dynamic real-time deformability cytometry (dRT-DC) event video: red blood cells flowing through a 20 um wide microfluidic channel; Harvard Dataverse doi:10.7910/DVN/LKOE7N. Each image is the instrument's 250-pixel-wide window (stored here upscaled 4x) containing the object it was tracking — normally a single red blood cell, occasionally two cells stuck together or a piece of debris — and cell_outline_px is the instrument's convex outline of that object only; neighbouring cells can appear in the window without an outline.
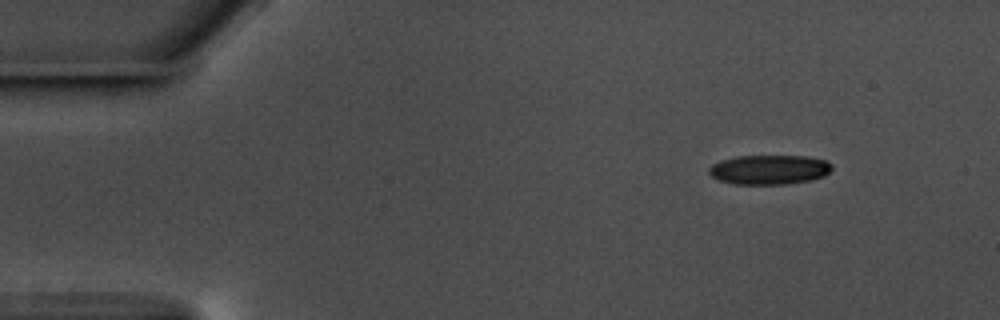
{"species": "common noctule bat (a hibernating species)", "species_latin": "Nyctalus noctula", "temperature_condition": "warm", "stored_images_in_passage": 51, "camera_frame_rate_fps": 3000, "um_per_image_px": 0.085, "animal": {"sex": "male", "body_mass_g": 17.5, "forearm_length_mm": 52.3}, "frame": {"image": 1, "passage_image": 1, "time_ms": 0.0, "image_size_px": [1000, 320], "cell_outline_px": [[832, 168], [824, 176], [808, 180], [788, 184], [732, 184], [716, 180], [708, 172], [708, 168], [712, 164], [736, 156], [804, 156], [824, 160], [832, 164]], "centroid_in_image_um": [65.35, 14.43], "position_along_channel_um": 19.7, "area_um2": 21.1}}
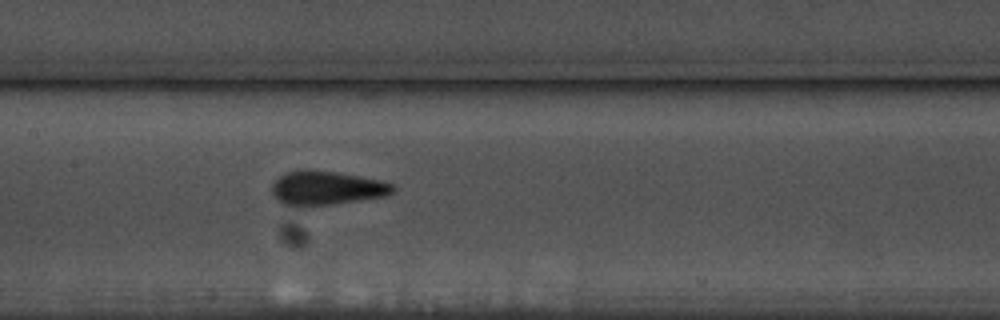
{"frame": {"image": 2, "passage_image": 22, "time_ms": 7.0, "image_size_px": [1000, 320], "cell_outline_px": [[396, 188], [392, 192], [384, 196], [360, 200], [304, 208], [296, 208], [284, 204], [276, 200], [272, 192], [272, 184], [284, 172], [308, 168], [336, 172], [384, 180], [392, 184]], "centroid_in_image_um": [27.71, 15.99], "position_along_channel_um": 179.7, "area_um2": 24.57}}
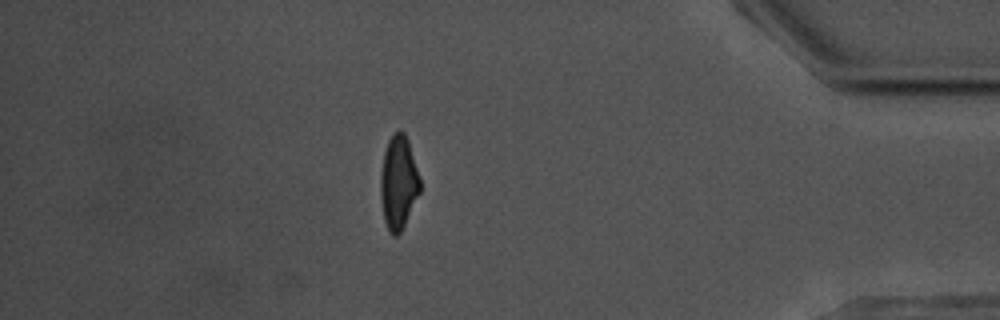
{"frame": {"image": 3, "passage_image": 44, "time_ms": 14.333, "image_size_px": [1000, 320], "cell_outline_px": [[420, 192], [400, 232], [396, 236], [392, 236], [388, 232], [384, 220], [380, 196], [380, 176], [384, 152], [388, 140], [396, 132], [404, 132], [408, 140], [420, 176]], "centroid_in_image_um": [33.86, 15.53], "position_along_channel_um": 401.3, "area_um2": 21.44}, "authors_computed_cell_mechanics": {"area_um2": 22.253, "velocity_mm_per_s": 3.5806, "shape_relaxation_time_tau1_ms": 3.8928, "shape_relaxation_time_tau2_ms": 1.339, "deformation_change_tau1": 0.12, "deformation_change_tau2": 0.0937}}